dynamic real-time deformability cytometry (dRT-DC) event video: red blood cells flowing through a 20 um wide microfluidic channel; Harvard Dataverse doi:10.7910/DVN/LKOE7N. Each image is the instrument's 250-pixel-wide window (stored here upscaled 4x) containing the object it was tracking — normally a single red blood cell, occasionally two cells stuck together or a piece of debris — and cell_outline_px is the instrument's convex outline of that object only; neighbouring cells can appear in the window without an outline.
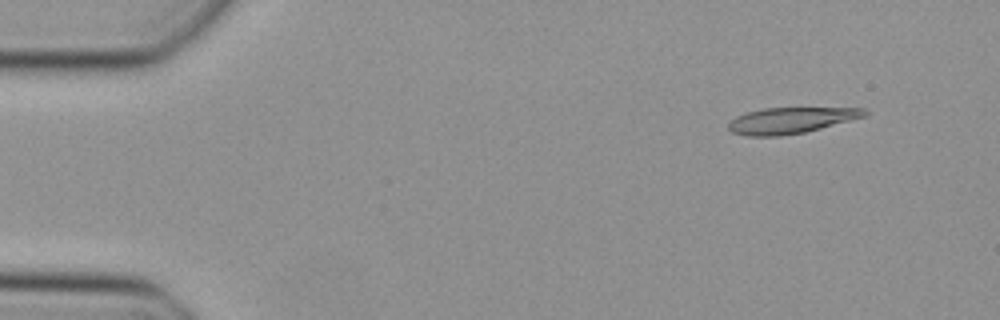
{"species": "Egyptian fruit bat (a non-hibernating species)", "species_latin": "Rousettus aegyptiacus", "temperature_condition": "cold", "stored_images_in_passage": 12, "camera_frame_rate_fps": 3000, "um_per_image_px": 0.085, "animal": {"sex": "female"}, "frame": {"image": 1, "passage_image": 1, "time_ms": 0.0, "image_size_px": [1000, 320], "cell_outline_px": [[868, 116], [804, 132], [780, 136], [748, 136], [732, 132], [728, 128], [728, 124], [736, 116], [748, 112], [764, 108], [864, 108], [868, 112]], "centroid_in_image_um": [67.24, 10.23], "position_along_channel_um": 17.8, "area_um2": 20.52}}